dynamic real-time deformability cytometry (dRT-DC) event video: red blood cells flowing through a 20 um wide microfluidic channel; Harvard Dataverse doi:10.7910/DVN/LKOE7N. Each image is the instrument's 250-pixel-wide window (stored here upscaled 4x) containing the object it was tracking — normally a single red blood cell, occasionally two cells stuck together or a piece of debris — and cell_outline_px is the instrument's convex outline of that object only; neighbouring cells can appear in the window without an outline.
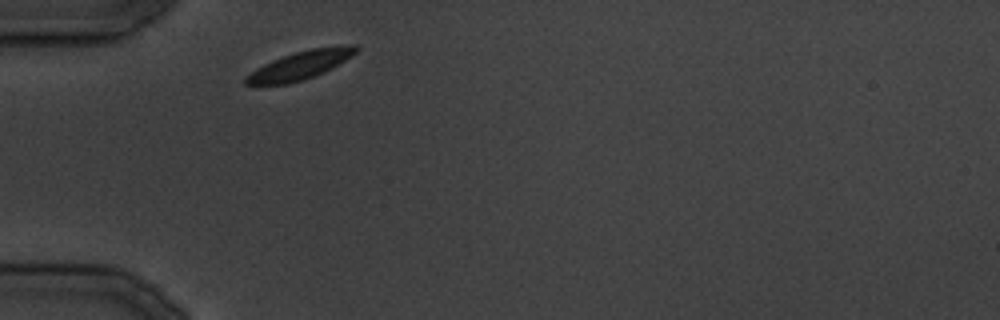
{"species": "common noctule bat (a hibernating species)", "species_latin": "Nyctalus noctula", "temperature_condition": "cold", "stored_images_in_passage": 4, "camera_frame_rate_fps": 3000, "um_per_image_px": 0.085, "animal": {"sex": "male", "body_mass_g": 19.5, "forearm_length_mm": 54.6}, "frame": {"image": 1, "passage_image": 1, "time_ms": 0.0, "image_size_px": [1000, 320], "cell_outline_px": [[360, 48], [352, 56], [324, 72], [288, 84], [244, 84], [244, 76], [256, 68], [272, 60], [296, 52], [312, 48], [340, 44], [356, 44]], "centroid_in_image_um": [25.55, 5.51], "position_along_channel_um": 59.4, "area_um2": 18.09}}